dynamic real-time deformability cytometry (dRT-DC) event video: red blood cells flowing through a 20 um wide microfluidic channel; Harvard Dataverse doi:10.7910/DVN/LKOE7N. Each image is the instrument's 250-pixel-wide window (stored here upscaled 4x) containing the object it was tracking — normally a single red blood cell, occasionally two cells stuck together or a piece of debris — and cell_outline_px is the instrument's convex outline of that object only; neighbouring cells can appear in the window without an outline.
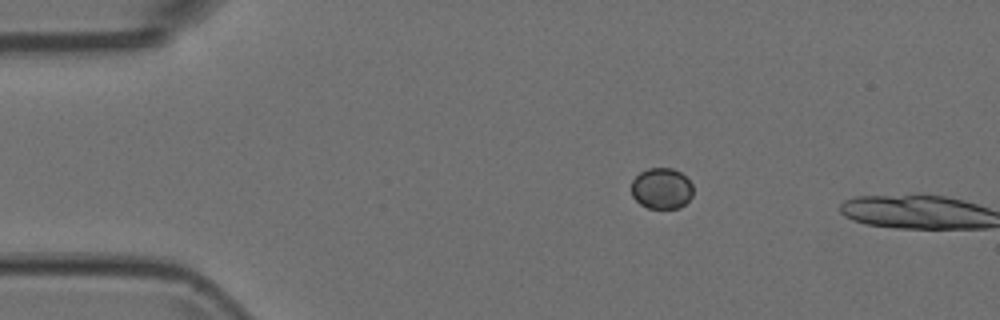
{"species": "Egyptian fruit bat (a non-hibernating species)", "species_latin": "Rousettus aegyptiacus", "temperature_condition": "room temperature", "stored_images_in_passage": 2, "camera_frame_rate_fps": 3000, "um_per_image_px": 0.085, "animal": {"sex": "female"}, "frame": {"image": 1, "passage_image": 1, "time_ms": 0.0, "image_size_px": [1000, 320], "cell_outline_px": [[692, 196], [680, 208], [648, 208], [640, 204], [632, 196], [632, 180], [640, 172], [648, 168], [672, 168], [680, 172], [692, 184]], "centroid_in_image_um": [56.22, 16.02], "position_along_channel_um": 28.8, "area_um2": 14.68}}